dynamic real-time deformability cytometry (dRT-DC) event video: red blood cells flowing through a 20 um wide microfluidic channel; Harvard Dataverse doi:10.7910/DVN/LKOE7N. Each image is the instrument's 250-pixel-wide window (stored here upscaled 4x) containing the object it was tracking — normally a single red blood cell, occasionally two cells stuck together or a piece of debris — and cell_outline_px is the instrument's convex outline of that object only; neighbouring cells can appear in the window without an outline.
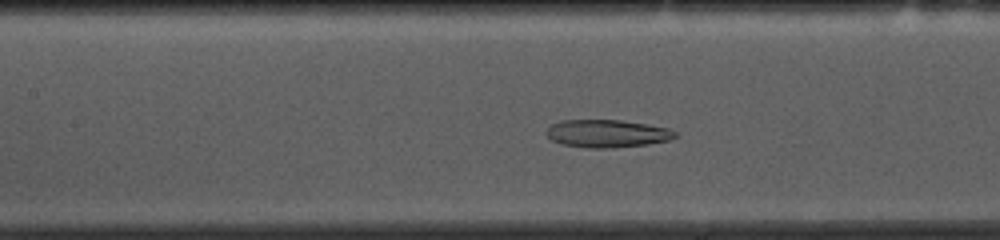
{"species": "common noctule bat (a hibernating species)", "species_latin": "Nyctalus noctula", "temperature_condition": "cold", "stored_images_in_passage": 49, "camera_frame_rate_fps": 3000, "um_per_image_px": 0.085, "animal": {"sex": "female", "body_mass_g": 10.0, "forearm_length_mm": 53.1}, "frame": {"image": 1, "passage_image": 18, "time_ms": 5.667, "image_size_px": [1000, 240], "cell_outline_px": [[680, 136], [668, 140], [648, 144], [604, 148], [588, 148], [560, 144], [552, 140], [544, 132], [552, 124], [560, 120], [620, 120], [668, 128], [676, 132]], "centroid_in_image_um": [51.58, 11.35], "position_along_channel_um": 155.8, "area_um2": 20.75}}
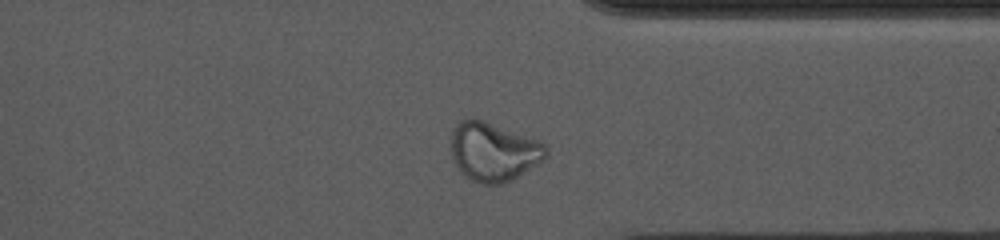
{"frame": {"image": 2, "passage_image": 36, "time_ms": 11.667, "image_size_px": [1000, 240], "cell_outline_px": [[548, 156], [544, 160], [504, 184], [480, 184], [464, 176], [460, 172], [452, 160], [452, 132], [456, 124], [460, 120], [484, 120], [536, 140], [544, 144], [548, 148]], "centroid_in_image_um": [41.94, 12.92], "position_along_channel_um": 369.5, "area_um2": 32.31}}
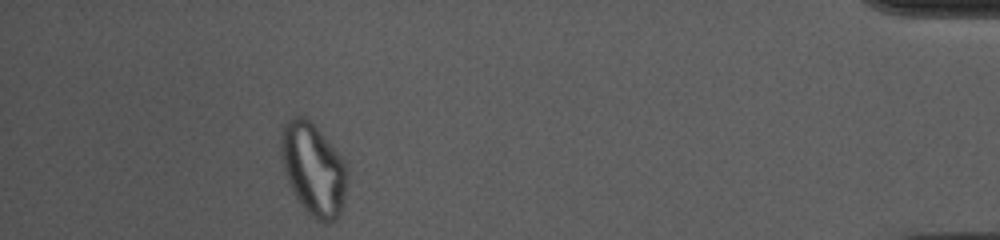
{"frame": {"image": 3, "passage_image": 44, "time_ms": 14.333, "image_size_px": [1000, 240], "cell_outline_px": [[348, 176], [344, 204], [340, 216], [336, 220], [324, 224], [316, 220], [304, 208], [296, 196], [288, 180], [284, 168], [280, 152], [280, 132], [284, 124], [288, 120], [296, 116], [304, 116], [336, 148], [348, 172]], "centroid_in_image_um": [26.66, 14.4], "position_along_channel_um": 408.5, "area_um2": 35.55}, "authors_computed_cell_mechanics": {"area_um2": 26.5302, "velocity_mm_per_s": 3.6226, "shape_relaxation_time_tau1_ms": null, "shape_relaxation_time_tau2_ms": 2.9973, "deformation_change_tau1": null, "deformation_change_tau2": 0.1011}}